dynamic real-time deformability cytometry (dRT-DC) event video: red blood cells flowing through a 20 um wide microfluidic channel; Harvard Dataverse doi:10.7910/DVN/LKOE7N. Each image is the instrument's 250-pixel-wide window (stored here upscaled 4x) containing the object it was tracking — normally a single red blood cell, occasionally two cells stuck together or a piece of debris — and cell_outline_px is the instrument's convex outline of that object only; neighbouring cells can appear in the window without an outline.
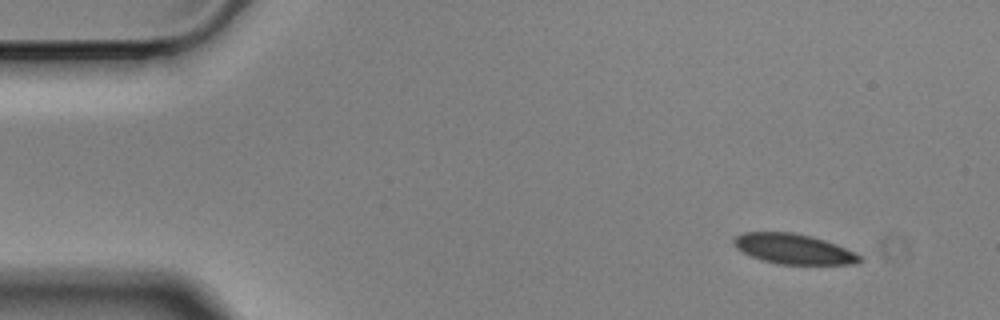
{"species": "Egyptian fruit bat (a non-hibernating species)", "species_latin": "Rousettus aegyptiacus", "temperature_condition": "cold", "stored_images_in_passage": 53, "camera_frame_rate_fps": 3000, "um_per_image_px": 0.085, "animal": {"sex": "male"}, "frame": {"image": 1, "passage_image": 1, "time_ms": 0.0, "image_size_px": [1000, 320], "cell_outline_px": [[864, 260], [856, 264], [780, 264], [760, 260], [736, 248], [732, 240], [736, 236], [744, 232], [792, 232], [812, 236], [836, 244], [864, 256]], "centroid_in_image_um": [67.49, 21.16], "position_along_channel_um": 17.5, "area_um2": 22.2}}
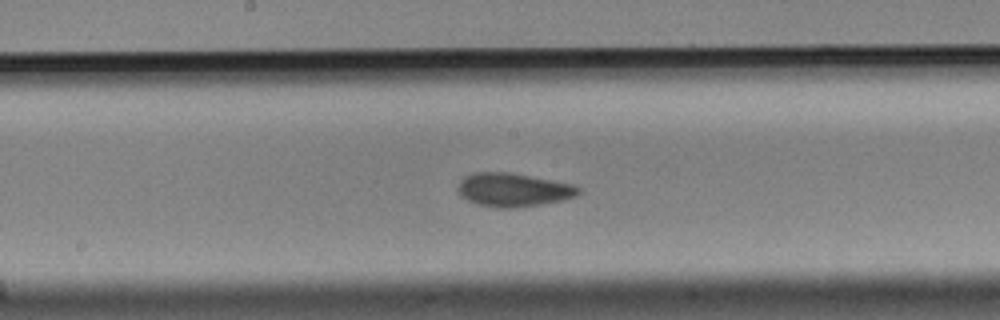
{"frame": {"image": 2, "passage_image": 25, "time_ms": 8.0, "image_size_px": [1000, 320], "cell_outline_px": [[580, 192], [576, 196], [560, 200], [540, 204], [516, 208], [496, 208], [476, 204], [460, 196], [456, 188], [460, 180], [464, 176], [472, 172], [508, 172], [572, 184], [580, 188]], "centroid_in_image_um": [43.55, 16.14], "position_along_channel_um": 204.6, "area_um2": 23.58}}
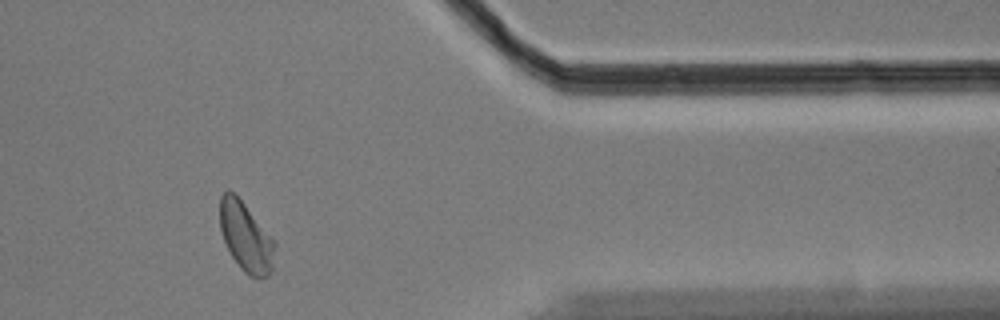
{"frame": {"image": 3, "passage_image": 43, "time_ms": 14.0, "image_size_px": [1000, 320], "cell_outline_px": [[276, 244], [272, 272], [268, 276], [252, 276], [244, 272], [240, 268], [232, 256], [224, 240], [220, 228], [220, 196], [228, 188], [244, 204]], "centroid_in_image_um": [20.89, 20.15], "position_along_channel_um": 390.5, "area_um2": 21.62}, "authors_computed_cell_mechanics": {"area_um2": 22.6576, "velocity_mm_per_s": 3.48, "shape_relaxation_time_tau1_ms": 3.619, "shape_relaxation_time_tau2_ms": 1.3278, "deformation_change_tau1": 0.0987, "deformation_change_tau2": 0.0675}}